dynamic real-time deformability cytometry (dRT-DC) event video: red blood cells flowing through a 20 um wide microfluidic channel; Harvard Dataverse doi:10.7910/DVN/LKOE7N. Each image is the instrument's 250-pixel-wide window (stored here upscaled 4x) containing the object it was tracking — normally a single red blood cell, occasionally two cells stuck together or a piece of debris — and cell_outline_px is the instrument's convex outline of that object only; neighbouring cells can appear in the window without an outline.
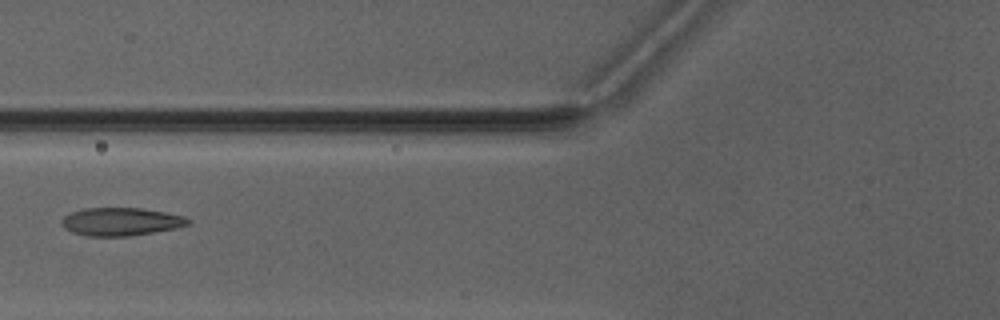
{"species": "Egyptian fruit bat (a non-hibernating species)", "species_latin": "Rousettus aegyptiacus", "temperature_condition": "warm", "stored_images_in_passage": 4, "camera_frame_rate_fps": 3000, "um_per_image_px": 0.085, "animal": {"sex": "male"}, "frame": {"image": 1, "passage_image": 4, "time_ms": 3.667, "image_size_px": [1000, 320], "cell_outline_px": [[192, 220], [188, 224], [176, 228], [128, 236], [88, 236], [72, 232], [64, 228], [60, 224], [60, 220], [64, 216], [72, 212], [84, 208], [140, 208], [164, 212], [184, 216]], "centroid_in_image_um": [10.24, 18.84], "position_along_channel_um": 115.6, "area_um2": 20.58}}